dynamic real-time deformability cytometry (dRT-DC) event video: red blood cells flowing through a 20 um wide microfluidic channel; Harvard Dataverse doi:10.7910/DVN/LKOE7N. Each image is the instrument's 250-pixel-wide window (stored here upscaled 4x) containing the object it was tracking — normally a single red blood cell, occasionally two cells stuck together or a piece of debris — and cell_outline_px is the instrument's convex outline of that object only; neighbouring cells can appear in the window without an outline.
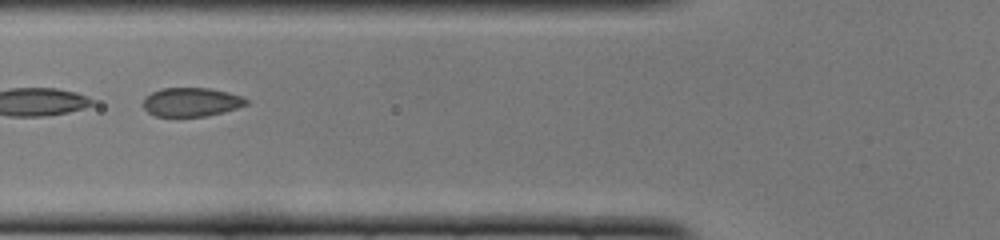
{"species": "common noctule bat (a hibernating species)", "species_latin": "Nyctalus noctula", "temperature_condition": "cold", "stored_images_in_passage": 47, "segment_of_instrument_passage": [2, 2], "camera_frame_rate_fps": 3000, "um_per_image_px": 0.085, "animal": {"sex": "female", "body_mass_g": 22.0, "forearm_length_mm": 56.7}, "frame": {"image": 1, "passage_image": 18, "time_ms": 5.667, "image_size_px": [1000, 240], "cell_outline_px": [[248, 104], [224, 112], [208, 116], [156, 116], [148, 112], [144, 108], [144, 96], [160, 88], [208, 88], [228, 92], [244, 96], [248, 100]], "centroid_in_image_um": [16.28, 8.67], "position_along_channel_um": 109.5, "area_um2": 17.4}}
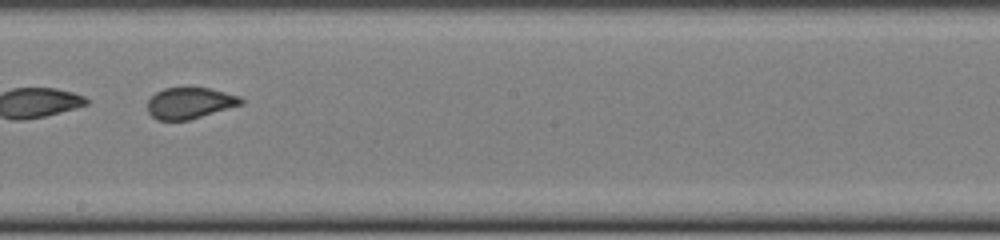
{"frame": {"image": 2, "passage_image": 27, "time_ms": 8.667, "image_size_px": [1000, 240], "cell_outline_px": [[244, 104], [188, 120], [156, 120], [148, 112], [148, 100], [156, 92], [164, 88], [208, 88], [240, 96], [244, 100]], "centroid_in_image_um": [16.14, 8.76], "position_along_channel_um": 232.1, "area_um2": 16.94}}
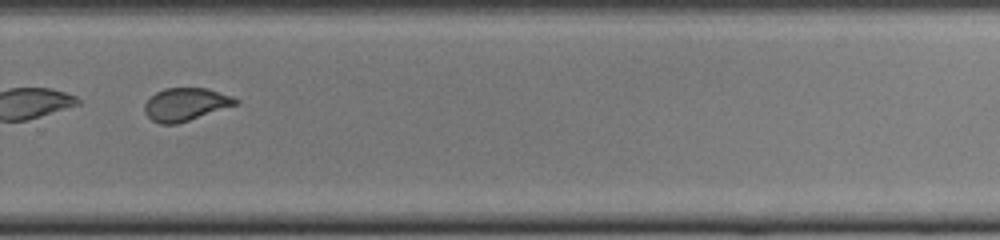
{"frame": {"image": 3, "passage_image": 33, "time_ms": 10.667, "image_size_px": [1000, 240], "cell_outline_px": [[240, 100], [236, 104], [176, 124], [160, 124], [152, 120], [144, 112], [144, 104], [156, 92], [164, 88], [208, 88], [232, 96]], "centroid_in_image_um": [15.75, 8.86], "position_along_channel_um": 314.0, "area_um2": 17.17}}